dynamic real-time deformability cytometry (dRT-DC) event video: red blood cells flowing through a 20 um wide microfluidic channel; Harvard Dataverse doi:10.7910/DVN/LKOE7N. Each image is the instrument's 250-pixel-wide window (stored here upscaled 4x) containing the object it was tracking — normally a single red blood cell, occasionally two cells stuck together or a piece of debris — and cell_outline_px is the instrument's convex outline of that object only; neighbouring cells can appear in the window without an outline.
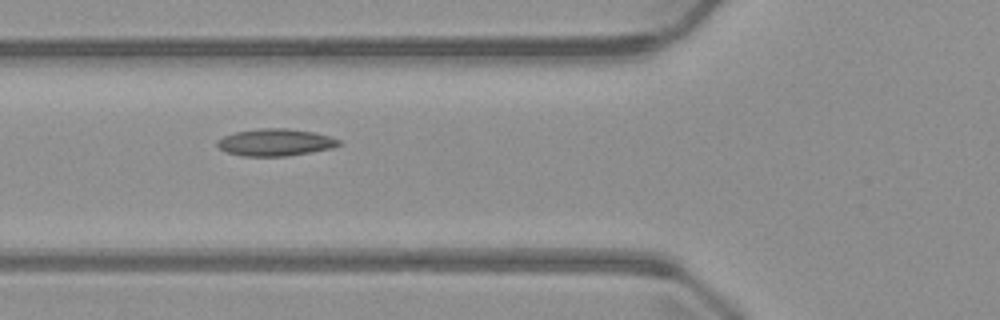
{"species": "common noctule bat (a hibernating species)", "species_latin": "Nyctalus noctula", "temperature_condition": "warm", "stored_images_in_passage": 6, "camera_frame_rate_fps": 3000, "um_per_image_px": 0.085, "animal": {"sex": "male", "body_mass_g": 23.1, "forearm_length_mm": 52.7}, "frame": {"image": 1, "passage_image": 4, "time_ms": 4.333, "image_size_px": [1000, 320], "cell_outline_px": [[340, 144], [332, 148], [288, 156], [244, 156], [228, 152], [220, 148], [216, 144], [216, 140], [224, 136], [236, 132], [260, 128], [288, 128], [316, 132], [340, 140]], "centroid_in_image_um": [23.41, 12.09], "position_along_channel_um": 102.4, "area_um2": 19.13}}
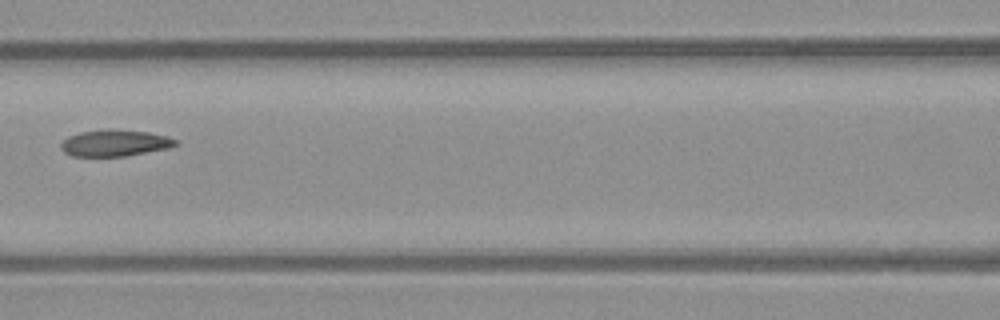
{"frame": {"image": 2, "passage_image": 5, "time_ms": 5.667, "image_size_px": [1000, 320], "cell_outline_px": [[180, 144], [168, 148], [124, 156], [72, 156], [64, 152], [60, 148], [60, 144], [68, 136], [80, 132], [104, 128], [112, 128], [148, 132], [168, 136], [176, 140]], "centroid_in_image_um": [9.75, 12.14], "position_along_channel_um": 156.8, "area_um2": 17.92}}
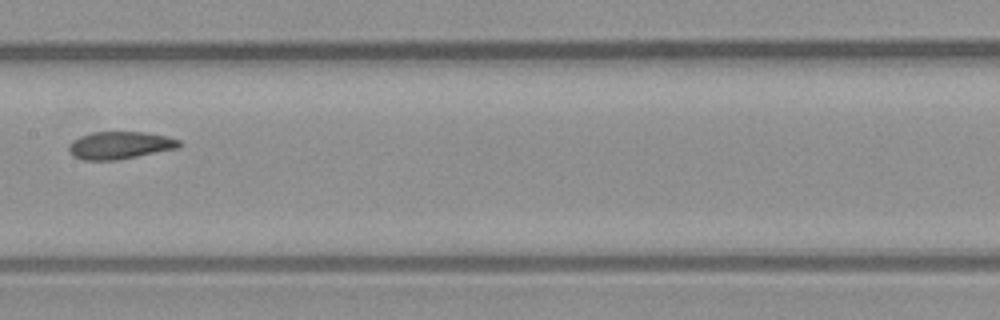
{"frame": {"image": 3, "passage_image": 6, "time_ms": 6.667, "image_size_px": [1000, 320], "cell_outline_px": [[180, 148], [136, 156], [112, 160], [84, 160], [72, 156], [68, 148], [68, 144], [72, 140], [80, 136], [92, 132], [144, 132], [168, 136], [180, 140]], "centroid_in_image_um": [10.18, 12.34], "position_along_channel_um": 197.2, "area_um2": 17.69}}